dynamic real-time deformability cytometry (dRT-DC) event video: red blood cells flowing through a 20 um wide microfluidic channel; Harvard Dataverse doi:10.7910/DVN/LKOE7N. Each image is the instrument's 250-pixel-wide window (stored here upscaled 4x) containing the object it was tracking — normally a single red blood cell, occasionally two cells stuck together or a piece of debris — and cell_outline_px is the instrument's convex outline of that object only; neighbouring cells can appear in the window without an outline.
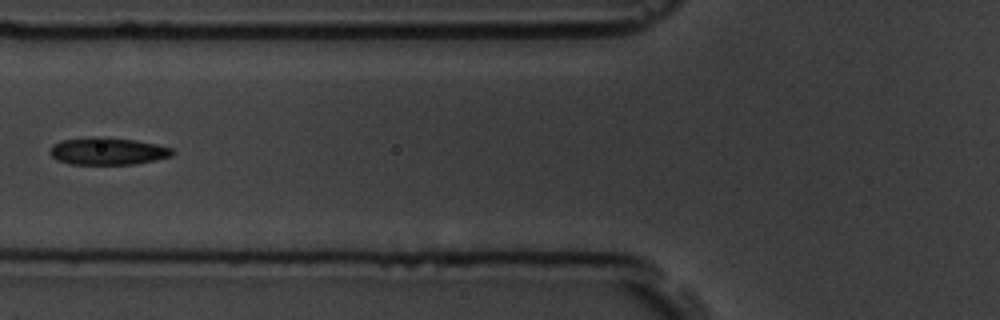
{"species": "common noctule bat (a hibernating species)", "species_latin": "Nyctalus noctula", "temperature_condition": "room temperature", "stored_images_in_passage": 7, "camera_frame_rate_fps": 3000, "um_per_image_px": 0.085, "animal": {"sex": "male", "body_mass_g": 19.5, "forearm_length_mm": 54.6}, "frame": {"image": 1, "passage_image": 7, "time_ms": 6.667, "image_size_px": [1000, 320], "cell_outline_px": [[176, 152], [172, 156], [156, 160], [132, 164], [68, 164], [56, 160], [48, 152], [52, 144], [60, 140], [96, 136], [104, 136], [132, 140], [156, 144], [172, 148]], "centroid_in_image_um": [9.12, 12.84], "position_along_channel_um": 116.7, "area_um2": 19.71}}